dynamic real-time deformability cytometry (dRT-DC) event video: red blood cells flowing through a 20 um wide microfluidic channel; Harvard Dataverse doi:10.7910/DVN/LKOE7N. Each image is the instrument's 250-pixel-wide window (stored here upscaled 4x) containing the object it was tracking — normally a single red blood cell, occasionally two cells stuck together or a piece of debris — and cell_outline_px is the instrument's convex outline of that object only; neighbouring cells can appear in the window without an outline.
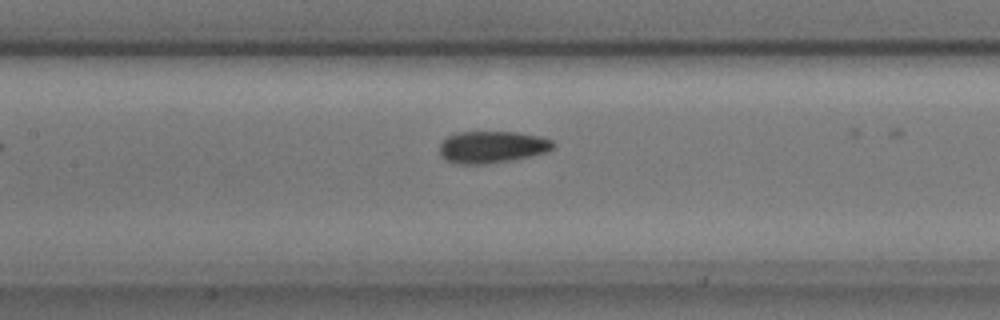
{"species": "common noctule bat (a hibernating species)", "species_latin": "Nyctalus noctula", "temperature_condition": "cold", "stored_images_in_passage": 20, "camera_frame_rate_fps": 3000, "um_per_image_px": 0.085, "animal": {"sex": "male", "body_mass_g": 17.9, "forearm_length_mm": 54.2}, "frame": {"image": 1, "passage_image": 10, "time_ms": 3.0, "image_size_px": [1000, 320], "cell_outline_px": [[556, 144], [548, 152], [512, 160], [484, 164], [456, 164], [440, 156], [440, 144], [448, 136], [456, 132], [516, 132], [544, 136], [552, 140]], "centroid_in_image_um": [41.86, 12.49], "position_along_channel_um": 165.5, "area_um2": 21.33}}
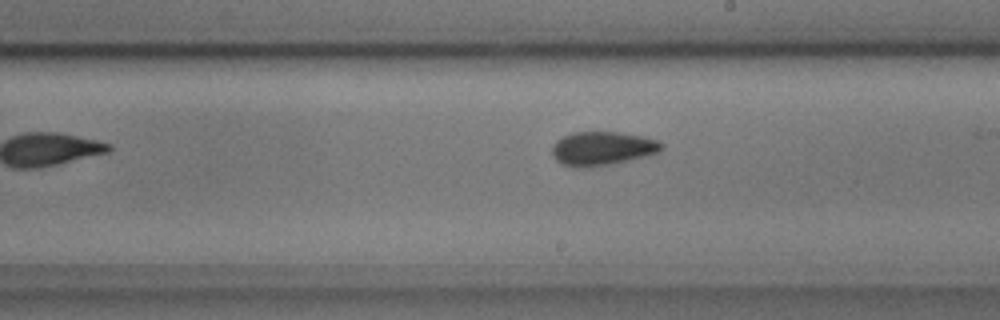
{"frame": {"image": 2, "passage_image": 16, "time_ms": 5.0, "image_size_px": [1000, 320], "cell_outline_px": [[664, 148], [660, 152], [644, 156], [608, 164], [584, 168], [576, 168], [560, 164], [552, 156], [552, 144], [556, 140], [572, 132], [616, 132], [640, 136], [656, 140], [664, 144]], "centroid_in_image_um": [51.14, 12.62], "position_along_channel_um": 237.9, "area_um2": 21.5}}
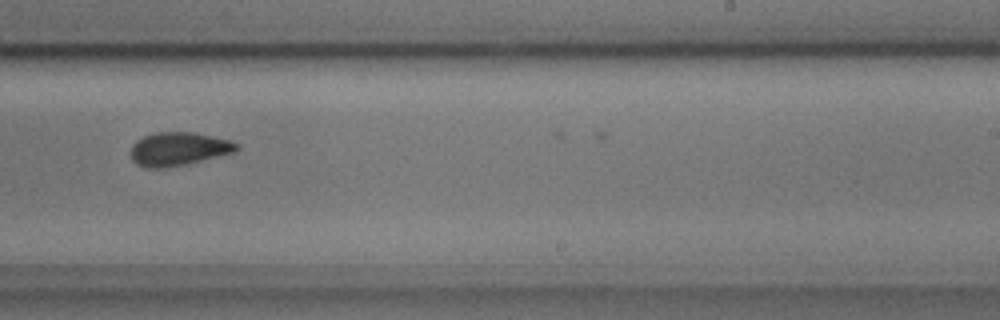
{"frame": {"image": 3, "passage_image": 19, "time_ms": 6.0, "image_size_px": [1000, 320], "cell_outline_px": [[236, 148], [232, 152], [184, 164], [164, 168], [144, 168], [136, 164], [132, 160], [128, 152], [132, 144], [136, 140], [144, 136], [156, 132], [192, 132], [228, 140], [236, 144]], "centroid_in_image_um": [15.02, 12.66], "position_along_channel_um": 274.0, "area_um2": 20.29}}